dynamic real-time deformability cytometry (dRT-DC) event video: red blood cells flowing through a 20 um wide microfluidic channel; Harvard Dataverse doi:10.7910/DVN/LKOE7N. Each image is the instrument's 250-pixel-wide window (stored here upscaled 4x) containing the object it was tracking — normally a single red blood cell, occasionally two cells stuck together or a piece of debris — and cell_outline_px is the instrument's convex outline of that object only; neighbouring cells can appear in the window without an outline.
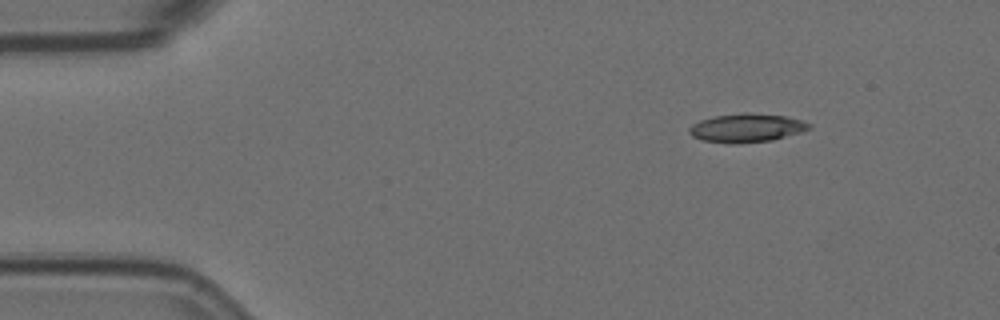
{"species": "Egyptian fruit bat (a non-hibernating species)", "species_latin": "Rousettus aegyptiacus", "temperature_condition": "room temperature", "stored_images_in_passage": 3, "camera_frame_rate_fps": 3000, "um_per_image_px": 0.085, "animal": {"sex": "female"}, "frame": {"image": 1, "passage_image": 1, "time_ms": 0.0, "image_size_px": [1000, 320], "cell_outline_px": [[812, 128], [800, 132], [772, 140], [736, 144], [732, 144], [704, 140], [692, 136], [688, 132], [688, 128], [692, 124], [700, 120], [712, 116], [744, 112], [748, 112], [788, 116], [804, 120], [812, 124]], "centroid_in_image_um": [63.48, 10.85], "position_along_channel_um": 21.5, "area_um2": 20.29}}
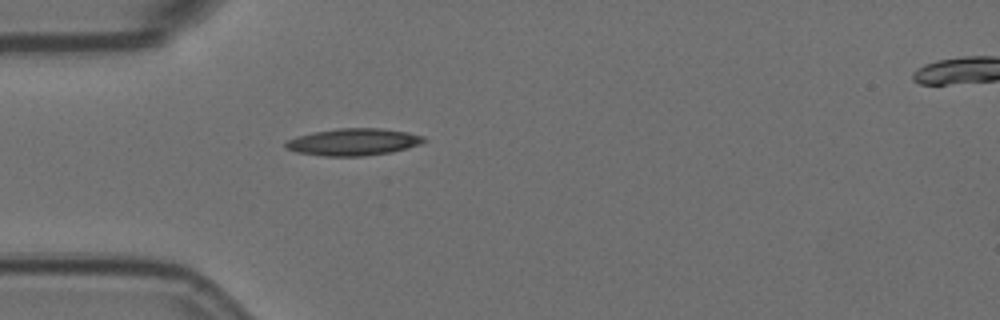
{"frame": {"image": 2, "passage_image": 3, "time_ms": 0.667, "image_size_px": [1000, 320], "cell_outline_px": [[428, 140], [420, 144], [408, 148], [392, 152], [364, 156], [324, 156], [296, 152], [284, 148], [284, 144], [288, 140], [296, 136], [312, 132], [340, 128], [380, 128], [408, 132], [424, 136]], "centroid_in_image_um": [30.04, 12.07], "position_along_channel_um": 55.0, "area_um2": 21.96}}